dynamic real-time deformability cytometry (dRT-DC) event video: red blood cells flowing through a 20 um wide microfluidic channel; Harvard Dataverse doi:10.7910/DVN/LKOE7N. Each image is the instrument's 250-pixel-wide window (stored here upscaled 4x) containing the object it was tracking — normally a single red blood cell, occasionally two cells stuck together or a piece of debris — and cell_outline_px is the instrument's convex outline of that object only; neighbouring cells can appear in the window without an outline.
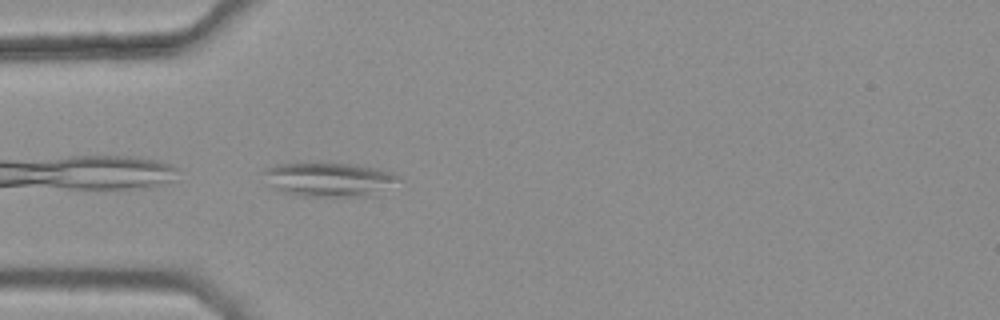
{"species": "common noctule bat (a hibernating species)", "species_latin": "Nyctalus noctula", "temperature_condition": "warm", "stored_images_in_passage": 28, "camera_frame_rate_fps": 3000, "um_per_image_px": 0.085, "animal": {"sex": "female", "body_mass_g": 25.1}, "frame": {"image": 1, "passage_image": 1, "time_ms": 0.0, "image_size_px": [1000, 320], "cell_outline_px": [[404, 180], [376, 196], [300, 196], [284, 192], [268, 184], [260, 172], [264, 168], [276, 164], [304, 160], [316, 160], [356, 164], [392, 172], [400, 176]], "centroid_in_image_um": [27.97, 15.2], "position_along_channel_um": 57.0, "area_um2": 28.44}}
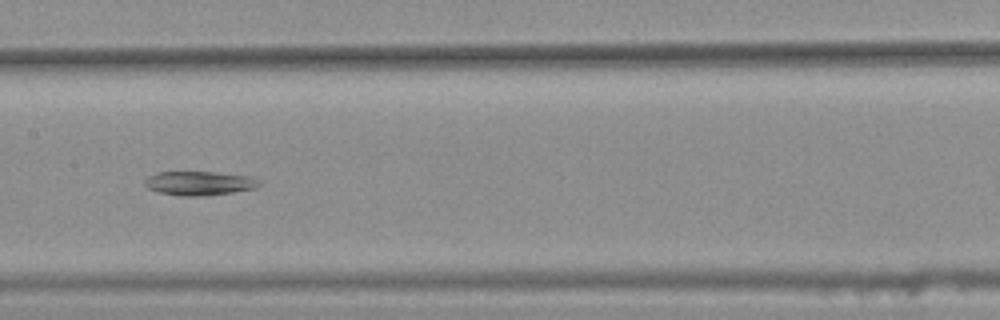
{"frame": {"image": 2, "passage_image": 12, "time_ms": 3.667, "image_size_px": [1000, 320], "cell_outline_px": [[260, 184], [256, 188], [232, 192], [204, 196], [180, 196], [160, 192], [148, 188], [144, 184], [144, 180], [148, 176], [156, 172], [216, 172], [248, 176], [256, 180]], "centroid_in_image_um": [16.89, 15.57], "position_along_channel_um": 190.5, "area_um2": 15.9}}
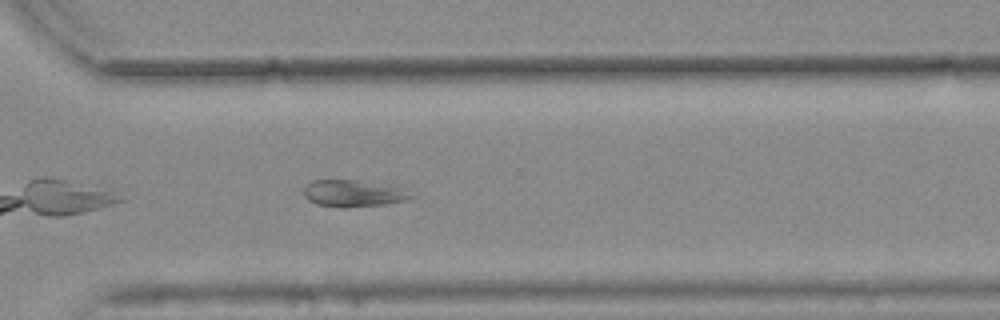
{"frame": {"image": 3, "passage_image": 24, "time_ms": 7.667, "image_size_px": [1000, 320], "cell_outline_px": [[416, 196], [404, 200], [384, 204], [344, 208], [340, 208], [316, 204], [308, 200], [304, 196], [304, 184], [312, 180], [364, 180], [404, 188]], "centroid_in_image_um": [30.01, 16.43], "position_along_channel_um": 340.6, "area_um2": 17.05}, "authors_computed_cell_mechanics": {"area_um2": 16.9354, "velocity_mm_per_s": 3.751, "shape_relaxation_time_tau1_ms": null, "shape_relaxation_time_tau2_ms": 3.6244, "deformation_change_tau1": null, "deformation_change_tau2": 0.0561}}